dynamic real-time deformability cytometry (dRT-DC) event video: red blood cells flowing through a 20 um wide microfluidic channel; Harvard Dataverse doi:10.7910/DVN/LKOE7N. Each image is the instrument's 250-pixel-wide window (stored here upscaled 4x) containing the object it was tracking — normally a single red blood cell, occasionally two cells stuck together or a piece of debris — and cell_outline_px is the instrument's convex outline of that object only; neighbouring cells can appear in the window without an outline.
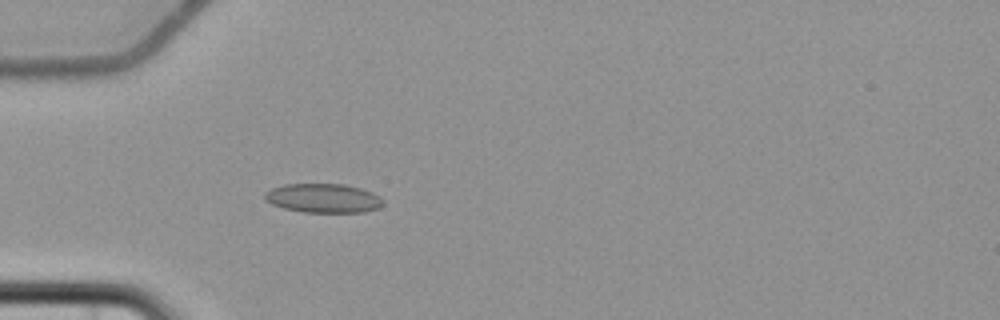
{"species": "common noctule bat (a hibernating species)", "species_latin": "Nyctalus noctula", "temperature_condition": "cold", "stored_images_in_passage": 5, "camera_frame_rate_fps": 3000, "um_per_image_px": 0.085, "animal": {"sex": "female", "body_mass_g": 22.7, "forearm_length_mm": 54.2}, "frame": {"image": 1, "passage_image": 5, "time_ms": 4.667, "image_size_px": [1000, 320], "cell_outline_px": [[384, 204], [380, 208], [364, 212], [304, 212], [284, 208], [272, 204], [264, 200], [264, 192], [272, 188], [284, 184], [344, 184], [360, 188], [372, 192], [380, 196], [384, 200]], "centroid_in_image_um": [27.5, 16.84], "position_along_channel_um": 57.5, "area_um2": 20.23}}